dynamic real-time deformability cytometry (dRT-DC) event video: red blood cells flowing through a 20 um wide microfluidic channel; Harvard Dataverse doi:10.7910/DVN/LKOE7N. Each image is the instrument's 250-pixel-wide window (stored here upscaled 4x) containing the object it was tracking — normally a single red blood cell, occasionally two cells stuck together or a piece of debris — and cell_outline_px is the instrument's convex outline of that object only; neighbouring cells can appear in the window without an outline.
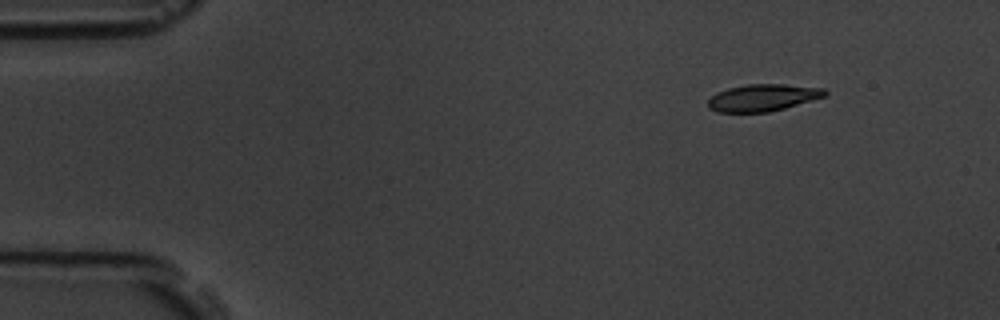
{"species": "common noctule bat (a hibernating species)", "species_latin": "Nyctalus noctula", "temperature_condition": "room temperature", "stored_images_in_passage": 5, "camera_frame_rate_fps": 3000, "um_per_image_px": 0.085, "animal": {"sex": "male", "body_mass_g": 19.5, "forearm_length_mm": 54.6}, "frame": {"image": 1, "passage_image": 1, "time_ms": 0.0, "image_size_px": [1000, 320], "cell_outline_px": [[828, 96], [784, 108], [768, 112], [720, 112], [708, 108], [708, 100], [716, 92], [728, 88], [748, 84], [784, 84], [824, 88], [828, 92]], "centroid_in_image_um": [64.87, 8.29], "position_along_channel_um": 20.1, "area_um2": 18.44}}
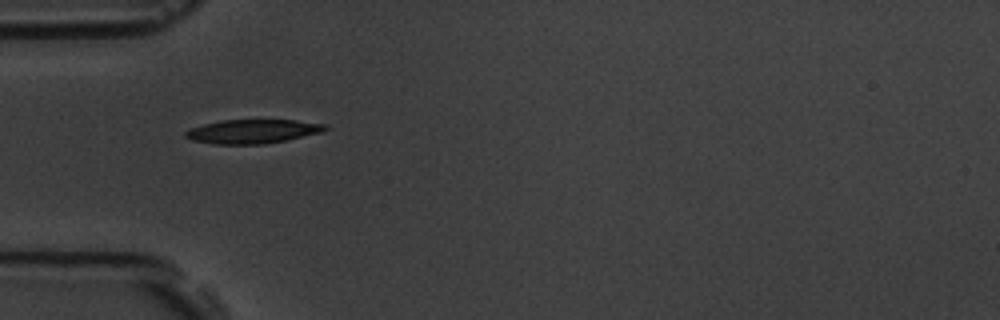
{"frame": {"image": 2, "passage_image": 4, "time_ms": 3.667, "image_size_px": [1000, 320], "cell_outline_px": [[328, 128], [320, 132], [284, 140], [264, 144], [216, 144], [192, 140], [184, 136], [184, 132], [192, 128], [204, 124], [220, 120], [296, 120], [324, 124]], "centroid_in_image_um": [21.43, 11.16], "position_along_channel_um": 63.6, "area_um2": 19.19}}
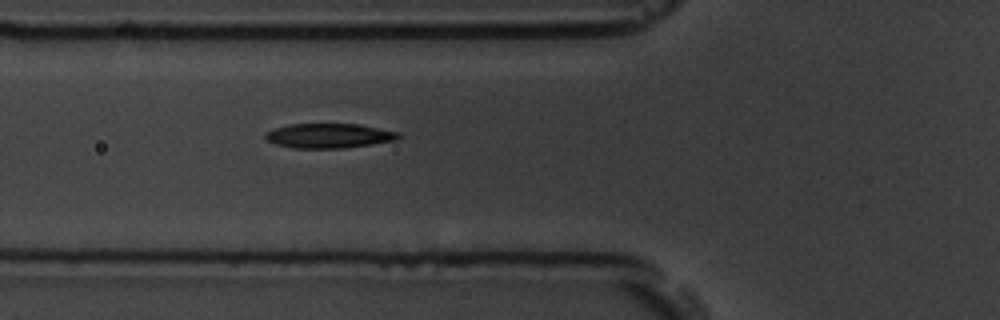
{"frame": {"image": 3, "passage_image": 5, "time_ms": 4.667, "image_size_px": [1000, 320], "cell_outline_px": [[404, 136], [396, 140], [372, 144], [344, 148], [292, 148], [276, 144], [268, 140], [264, 136], [268, 132], [276, 128], [288, 124], [360, 124], [400, 132]], "centroid_in_image_um": [28.04, 11.54], "position_along_channel_um": 97.8, "area_um2": 19.13}}